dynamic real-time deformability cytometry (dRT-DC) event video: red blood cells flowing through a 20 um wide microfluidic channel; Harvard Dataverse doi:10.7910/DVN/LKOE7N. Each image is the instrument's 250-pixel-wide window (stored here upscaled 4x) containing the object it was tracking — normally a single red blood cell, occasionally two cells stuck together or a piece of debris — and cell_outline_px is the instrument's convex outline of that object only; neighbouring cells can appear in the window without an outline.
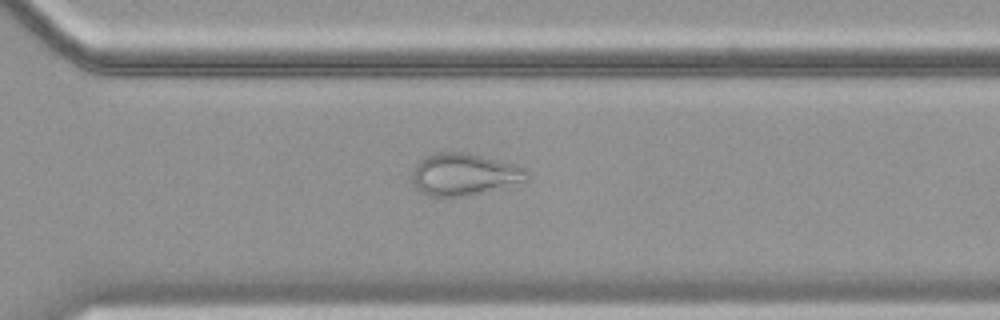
{"species": "common noctule bat (a hibernating species)", "species_latin": "Nyctalus noctula", "temperature_condition": "cold", "stored_images_in_passage": 51, "camera_frame_rate_fps": 3000, "um_per_image_px": 0.085, "animal": {"sex": "female", "body_mass_g": 19.9}, "frame": {"image": 1, "passage_image": 40, "time_ms": 13.0, "image_size_px": [1000, 320], "cell_outline_px": [[528, 180], [464, 196], [428, 196], [416, 188], [412, 180], [412, 172], [416, 164], [420, 160], [436, 152], [468, 152], [516, 164], [528, 168]], "centroid_in_image_um": [39.45, 14.8], "position_along_channel_um": 331.1, "area_um2": 27.98}}
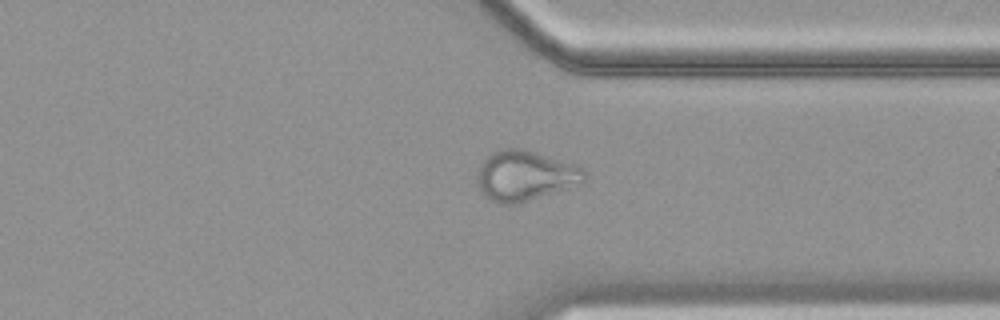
{"frame": {"image": 2, "passage_image": 43, "time_ms": 14.0, "image_size_px": [1000, 320], "cell_outline_px": [[588, 176], [584, 180], [568, 188], [520, 204], [500, 204], [488, 200], [480, 192], [476, 180], [480, 164], [492, 152], [500, 148], [524, 148], [580, 164], [588, 172]], "centroid_in_image_um": [44.66, 14.92], "position_along_channel_um": 366.7, "area_um2": 32.25}}
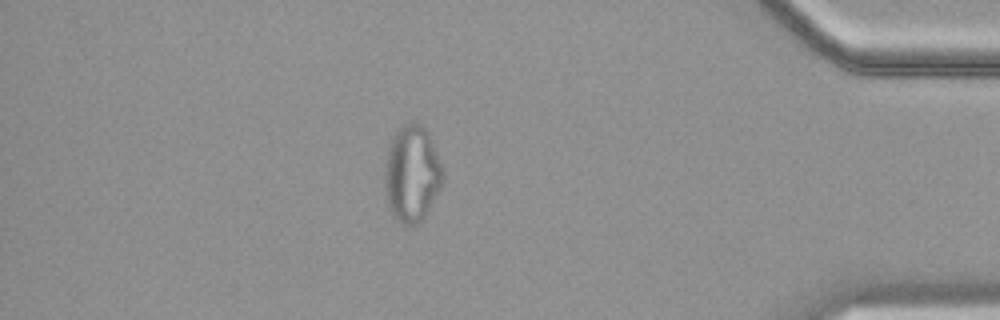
{"frame": {"image": 3, "passage_image": 49, "time_ms": 16.0, "image_size_px": [1000, 320], "cell_outline_px": [[444, 180], [440, 188], [424, 216], [416, 224], [404, 224], [396, 220], [392, 216], [388, 208], [384, 180], [384, 164], [392, 140], [396, 132], [404, 124], [424, 124], [428, 132], [440, 164]], "centroid_in_image_um": [34.99, 14.79], "position_along_channel_um": 400.2, "area_um2": 32.14}}